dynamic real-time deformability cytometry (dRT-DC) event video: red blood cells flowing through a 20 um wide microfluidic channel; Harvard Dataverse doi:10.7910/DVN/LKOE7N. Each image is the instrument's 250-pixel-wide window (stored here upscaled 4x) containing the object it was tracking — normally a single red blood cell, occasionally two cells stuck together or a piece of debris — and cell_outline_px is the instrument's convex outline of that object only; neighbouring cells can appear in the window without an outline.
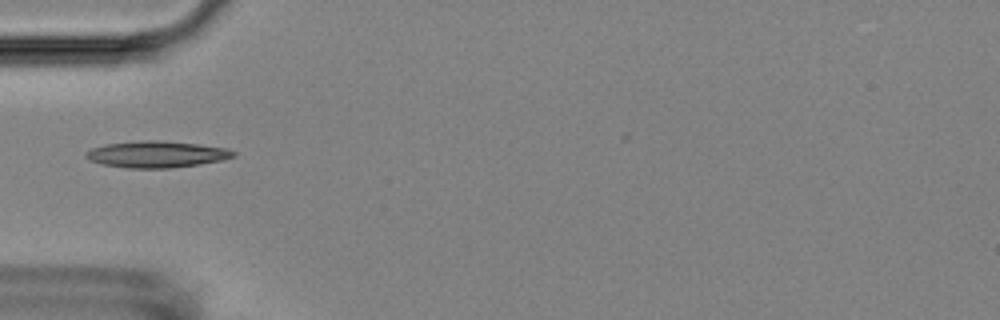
{"species": "Egyptian fruit bat (a non-hibernating species)", "species_latin": "Rousettus aegyptiacus", "temperature_condition": "room temperature", "stored_images_in_passage": 31, "camera_frame_rate_fps": 3000, "um_per_image_px": 0.085, "animal": {"sex": "female"}, "frame": {"image": 1, "passage_image": 1, "time_ms": 0.0, "image_size_px": [1000, 320], "cell_outline_px": [[236, 156], [220, 160], [200, 164], [168, 168], [128, 168], [104, 164], [88, 160], [84, 156], [84, 152], [92, 148], [104, 144], [144, 140], [160, 140], [200, 144], [228, 148], [236, 152]], "centroid_in_image_um": [13.3, 13.1], "position_along_channel_um": 71.7, "area_um2": 22.89}}
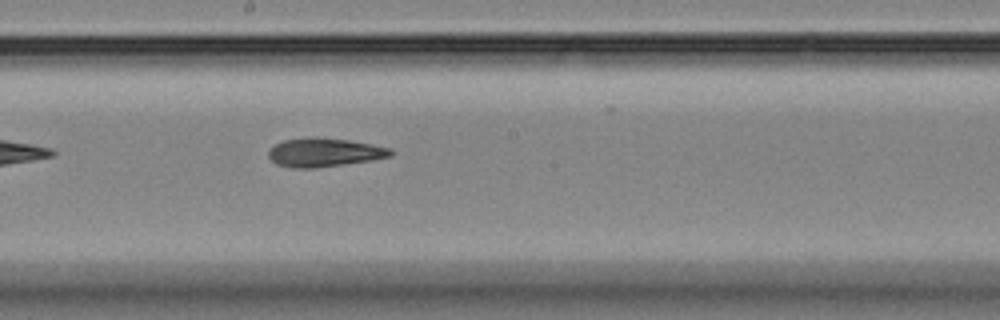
{"frame": {"image": 2, "passage_image": 13, "time_ms": 4.0, "image_size_px": [1000, 320], "cell_outline_px": [[396, 152], [392, 156], [372, 160], [316, 168], [292, 168], [276, 164], [268, 156], [268, 152], [276, 144], [284, 140], [316, 136], [348, 140], [372, 144], [392, 148]], "centroid_in_image_um": [27.61, 12.95], "position_along_channel_um": 220.6, "area_um2": 20.58}}
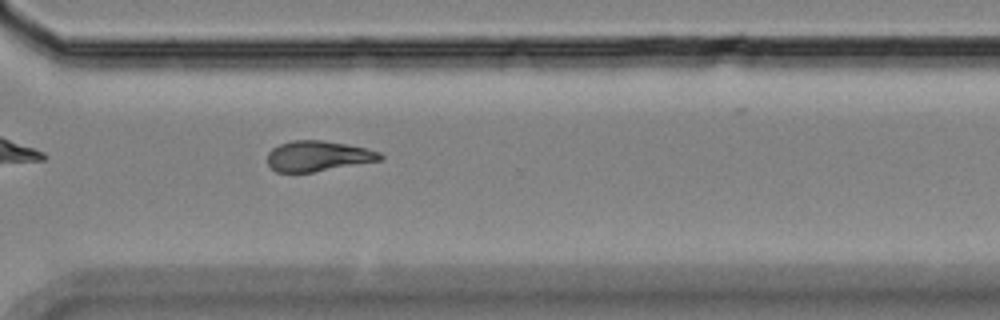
{"frame": {"image": 3, "passage_image": 23, "time_ms": 7.333, "image_size_px": [1000, 320], "cell_outline_px": [[384, 156], [380, 160], [312, 172], [276, 172], [268, 164], [268, 152], [272, 148], [280, 144], [292, 140], [324, 140], [368, 148], [380, 152]], "centroid_in_image_um": [27.02, 13.25], "position_along_channel_um": 343.6, "area_um2": 19.88}}